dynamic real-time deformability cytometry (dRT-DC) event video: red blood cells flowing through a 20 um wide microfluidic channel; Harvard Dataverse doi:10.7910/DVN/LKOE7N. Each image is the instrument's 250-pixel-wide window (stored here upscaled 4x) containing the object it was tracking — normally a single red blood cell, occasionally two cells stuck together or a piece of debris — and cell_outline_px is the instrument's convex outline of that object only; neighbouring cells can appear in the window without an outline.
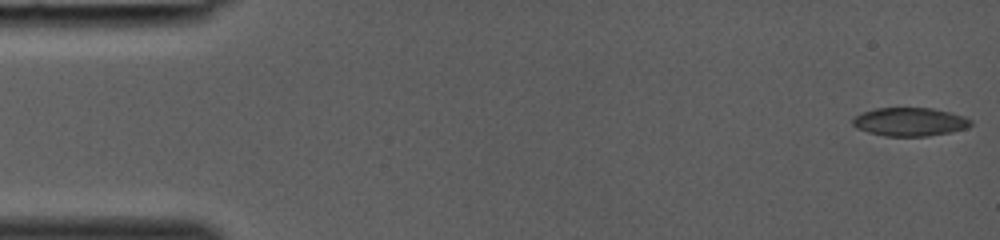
{"species": "common noctule bat (a hibernating species)", "species_latin": "Nyctalus noctula", "temperature_condition": "room temperature", "stored_images_in_passage": 6, "camera_frame_rate_fps": 3000, "um_per_image_px": 0.085, "animal": {"sex": "female", "body_mass_g": 19.0, "forearm_length_mm": 53.3}, "frame": {"image": 1, "passage_image": 1, "time_ms": 0.0, "image_size_px": [1000, 240], "cell_outline_px": [[972, 124], [968, 128], [952, 132], [928, 136], [884, 136], [868, 132], [856, 128], [852, 124], [852, 120], [860, 112], [876, 108], [932, 108], [964, 116], [972, 120]], "centroid_in_image_um": [77.33, 10.36], "position_along_channel_um": 7.7, "area_um2": 19.71}}
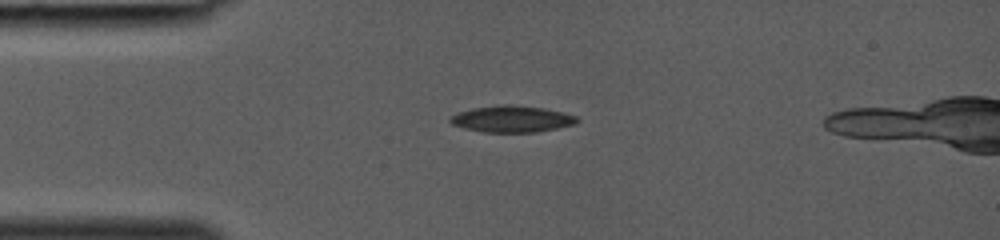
{"frame": {"image": 2, "passage_image": 5, "time_ms": 1.333, "image_size_px": [1000, 240], "cell_outline_px": [[580, 120], [576, 124], [536, 132], [484, 132], [464, 128], [452, 124], [448, 120], [456, 112], [472, 108], [500, 104], [508, 104], [544, 108], [576, 116]], "centroid_in_image_um": [43.48, 10.11], "position_along_channel_um": 41.5, "area_um2": 19.59}}